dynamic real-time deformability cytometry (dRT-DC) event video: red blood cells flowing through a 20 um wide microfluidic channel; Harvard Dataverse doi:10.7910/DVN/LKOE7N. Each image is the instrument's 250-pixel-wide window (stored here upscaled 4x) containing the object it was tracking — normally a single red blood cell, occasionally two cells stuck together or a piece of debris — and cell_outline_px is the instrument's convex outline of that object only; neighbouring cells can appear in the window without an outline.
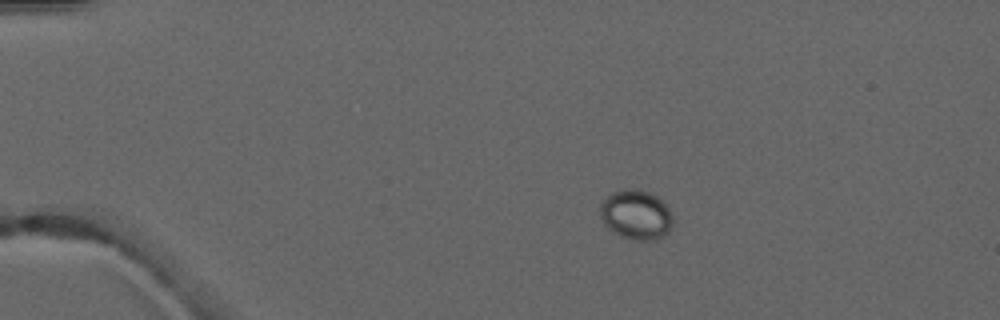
{"species": "common noctule bat (a hibernating species)", "species_latin": "Nyctalus noctula", "temperature_condition": "warm", "stored_images_in_passage": 3, "camera_frame_rate_fps": 3000, "um_per_image_px": 0.085, "animal": {"sex": "male", "forearm_length_mm": 52.5}, "frame": {"image": 1, "passage_image": 2, "time_ms": 2.0, "image_size_px": [1000, 320], "cell_outline_px": [[672, 228], [664, 236], [656, 240], [632, 240], [620, 236], [612, 232], [604, 224], [600, 216], [600, 204], [612, 192], [624, 188], [628, 188], [648, 192], [656, 196], [668, 204], [672, 216]], "centroid_in_image_um": [54.08, 18.27], "position_along_channel_um": 30.9, "area_um2": 21.33}}